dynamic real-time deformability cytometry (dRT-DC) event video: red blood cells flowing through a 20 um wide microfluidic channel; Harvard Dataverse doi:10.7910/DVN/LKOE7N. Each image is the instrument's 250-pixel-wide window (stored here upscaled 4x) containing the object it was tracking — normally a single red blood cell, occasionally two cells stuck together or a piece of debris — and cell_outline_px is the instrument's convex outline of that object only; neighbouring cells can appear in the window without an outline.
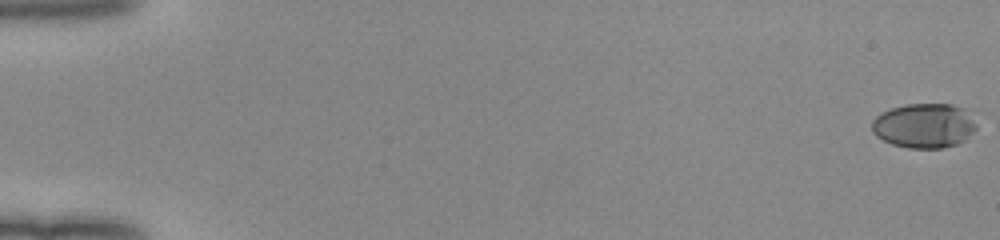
{"species": "human", "species_latin": "Homo sapiens", "temperature_condition": "room temperature", "stored_images_in_passage": 53, "camera_frame_rate_fps": 3000, "um_per_image_px": 0.085, "donor": {"sex": "female"}, "frame": {"image": 1, "passage_image": 1, "time_ms": 0.0, "image_size_px": [1000, 240], "cell_outline_px": [[976, 128], [964, 140], [956, 144], [944, 148], [908, 148], [892, 144], [876, 136], [872, 132], [872, 120], [876, 116], [892, 108], [908, 104], [952, 104], [964, 108], [976, 124]], "centroid_in_image_um": [78.54, 10.68], "position_along_channel_um": 6.5, "area_um2": 26.99}}
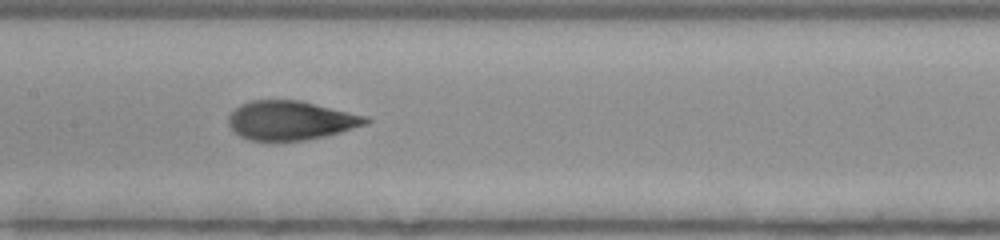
{"frame": {"image": 2, "passage_image": 28, "time_ms": 9.0, "image_size_px": [1000, 240], "cell_outline_px": [[372, 120], [368, 124], [340, 132], [308, 140], [248, 140], [240, 136], [228, 124], [228, 116], [240, 104], [252, 100], [300, 100], [368, 116]], "centroid_in_image_um": [24.74, 10.23], "position_along_channel_um": 182.7, "area_um2": 31.27}}
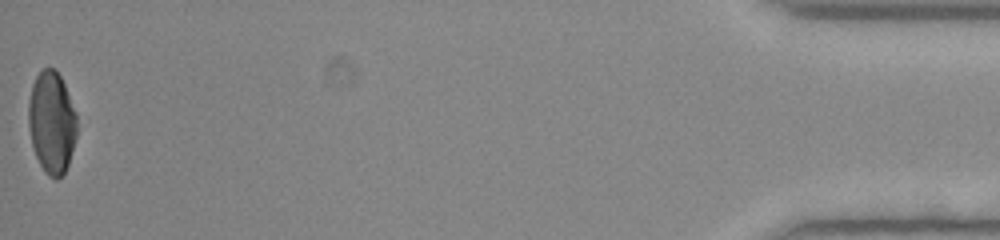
{"frame": {"image": 3, "passage_image": 53, "time_ms": 17.333, "image_size_px": [1000, 240], "cell_outline_px": [[76, 136], [68, 164], [64, 172], [56, 180], [48, 176], [44, 172], [36, 156], [32, 144], [28, 124], [28, 100], [32, 84], [36, 76], [44, 68], [52, 68], [60, 76], [64, 84], [76, 112]], "centroid_in_image_um": [4.38, 10.41], "position_along_channel_um": 430.8, "area_um2": 28.67}, "authors_computed_cell_mechanics": {"area_um2": 30.9808, "velocity_mm_per_s": 4.0463, "shape_relaxation_time_tau1_ms": 3.1276, "shape_relaxation_time_tau2_ms": 0.8204, "deformation_change_tau1": 0.1673, "deformation_change_tau2": 0.0717}}